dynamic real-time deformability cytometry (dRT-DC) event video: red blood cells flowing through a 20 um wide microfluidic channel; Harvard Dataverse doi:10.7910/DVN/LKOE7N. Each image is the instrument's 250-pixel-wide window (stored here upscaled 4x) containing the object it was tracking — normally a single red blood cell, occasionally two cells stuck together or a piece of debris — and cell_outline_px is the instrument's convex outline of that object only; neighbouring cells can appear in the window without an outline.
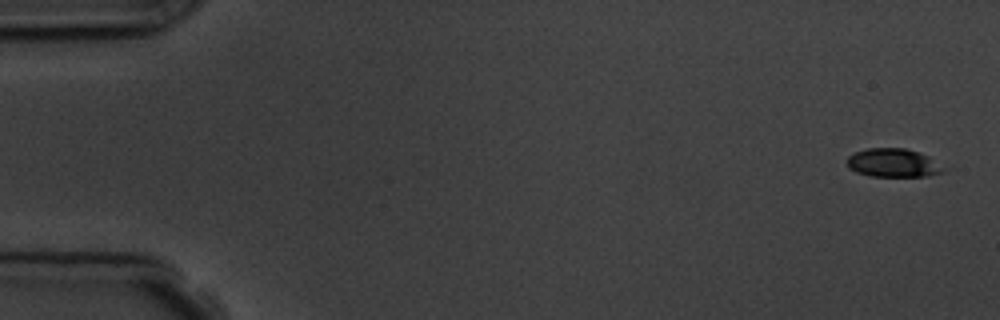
{"species": "common noctule bat (a hibernating species)", "species_latin": "Nyctalus noctula", "temperature_condition": "room temperature", "stored_images_in_passage": 4, "camera_frame_rate_fps": 3000, "um_per_image_px": 0.085, "animal": {"sex": "male", "body_mass_g": 19.5, "forearm_length_mm": 54.6}, "frame": {"image": 1, "passage_image": 1, "time_ms": 0.0, "image_size_px": [1000, 320], "cell_outline_px": [[952, 168], [944, 172], [928, 176], [868, 176], [856, 172], [848, 168], [848, 156], [856, 152], [868, 148], [904, 148], [920, 152]], "centroid_in_image_um": [76.03, 13.85], "position_along_channel_um": 9.0, "area_um2": 16.42}}